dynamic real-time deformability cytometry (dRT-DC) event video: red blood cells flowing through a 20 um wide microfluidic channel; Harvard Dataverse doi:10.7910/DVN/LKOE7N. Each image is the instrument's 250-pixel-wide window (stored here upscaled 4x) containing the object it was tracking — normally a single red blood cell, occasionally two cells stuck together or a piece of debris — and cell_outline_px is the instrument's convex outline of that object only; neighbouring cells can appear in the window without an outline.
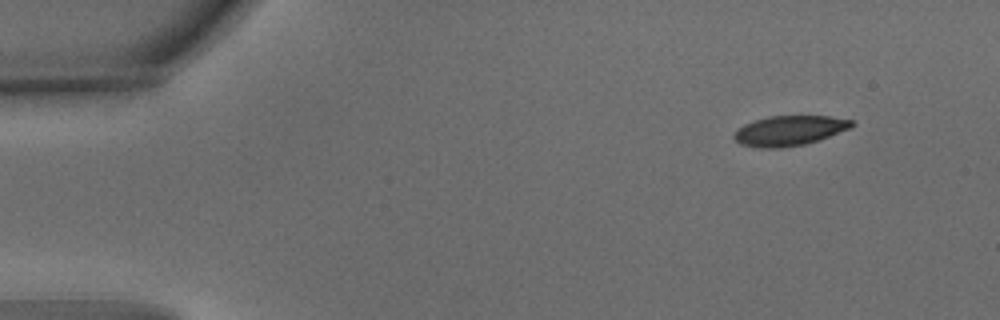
{"species": "common noctule bat (a hibernating species)", "species_latin": "Nyctalus noctula", "temperature_condition": "warm", "stored_images_in_passage": 49, "camera_frame_rate_fps": 3000, "um_per_image_px": 0.085, "animal": {"sex": "male", "body_mass_g": 15.6}, "frame": {"image": 1, "passage_image": 1, "time_ms": 0.0, "image_size_px": [1000, 320], "cell_outline_px": [[856, 124], [848, 128], [828, 136], [804, 144], [780, 148], [760, 148], [740, 144], [732, 136], [744, 124], [768, 116], [828, 116], [852, 120]], "centroid_in_image_um": [67.07, 11.1], "position_along_channel_um": 17.9, "area_um2": 20.17}}
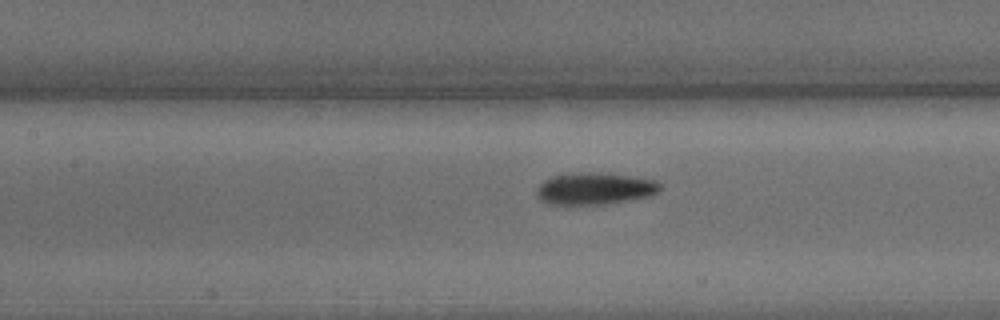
{"frame": {"image": 2, "passage_image": 20, "time_ms": 6.333, "image_size_px": [1000, 320], "cell_outline_px": [[660, 192], [648, 196], [628, 200], [604, 204], [548, 204], [540, 200], [536, 196], [536, 188], [544, 180], [552, 176], [588, 172], [636, 176], [656, 180], [660, 184]], "centroid_in_image_um": [50.55, 16.03], "position_along_channel_um": 156.8, "area_um2": 22.89}}
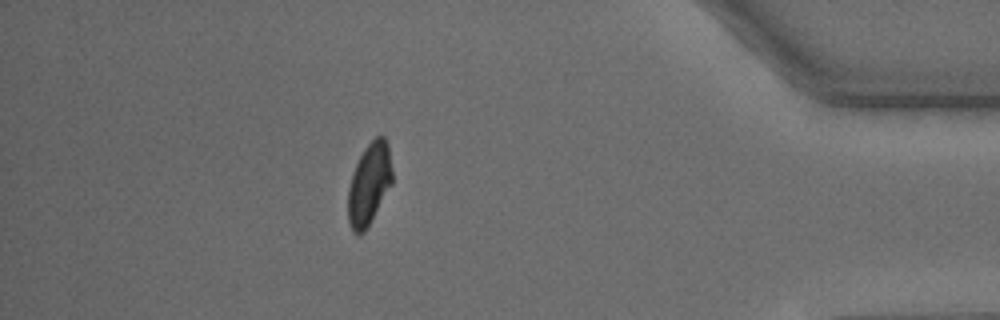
{"frame": {"image": 3, "passage_image": 43, "time_ms": 14.0, "image_size_px": [1000, 320], "cell_outline_px": [[392, 184], [364, 232], [360, 236], [352, 232], [348, 224], [348, 188], [352, 172], [364, 148], [376, 136], [384, 136], [388, 144], [392, 168]], "centroid_in_image_um": [31.37, 15.65], "position_along_channel_um": 403.8, "area_um2": 21.15}, "authors_computed_cell_mechanics": {"area_um2": 22.0796, "velocity_mm_per_s": 3.7698, "shape_relaxation_time_tau1_ms": 3.1534, "shape_relaxation_time_tau2_ms": 3.745, "deformation_change_tau1": 0.1324, "deformation_change_tau2": 0.0848}}